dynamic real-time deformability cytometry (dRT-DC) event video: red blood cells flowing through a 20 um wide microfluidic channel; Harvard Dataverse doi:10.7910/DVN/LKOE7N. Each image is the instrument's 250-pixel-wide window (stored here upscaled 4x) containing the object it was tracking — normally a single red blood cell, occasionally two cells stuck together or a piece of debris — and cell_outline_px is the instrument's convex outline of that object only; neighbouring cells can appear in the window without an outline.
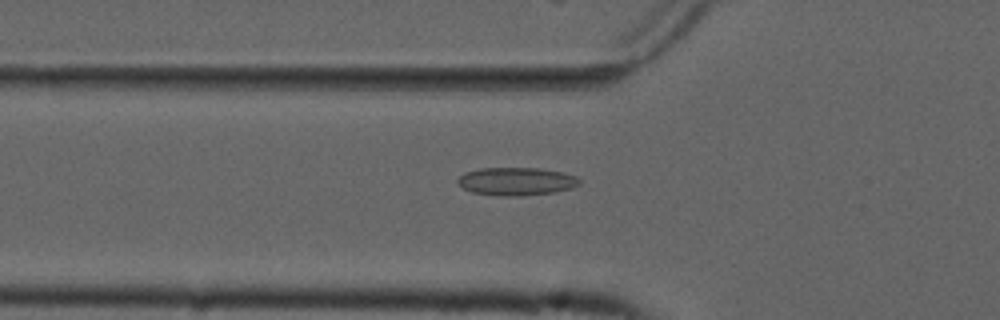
{"species": "common noctule bat (a hibernating species)", "species_latin": "Nyctalus noctula", "temperature_condition": "cold", "stored_images_in_passage": 55, "camera_frame_rate_fps": 3000, "um_per_image_px": 0.085, "animal": {"sex": "male", "forearm_length_mm": 52.5}, "frame": {"image": 1, "passage_image": 19, "time_ms": 6.0, "image_size_px": [1000, 320], "cell_outline_px": [[580, 184], [572, 188], [556, 192], [520, 196], [496, 196], [472, 192], [464, 188], [456, 180], [464, 172], [480, 168], [540, 168], [560, 172], [576, 176], [580, 180]], "centroid_in_image_um": [43.89, 15.42], "position_along_channel_um": 81.9, "area_um2": 19.94}}
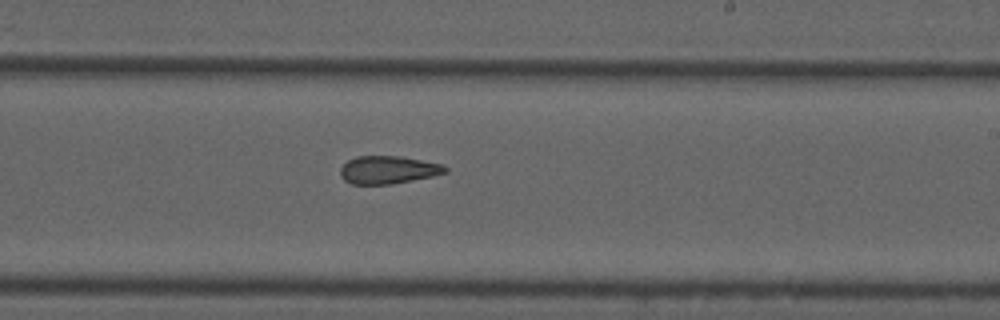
{"frame": {"image": 2, "passage_image": 33, "time_ms": 10.667, "image_size_px": [1000, 320], "cell_outline_px": [[448, 172], [432, 176], [392, 184], [352, 184], [344, 180], [340, 176], [340, 168], [348, 160], [356, 156], [400, 156], [440, 164], [448, 168]], "centroid_in_image_um": [32.96, 14.44], "position_along_channel_um": 256.0, "area_um2": 16.94}}
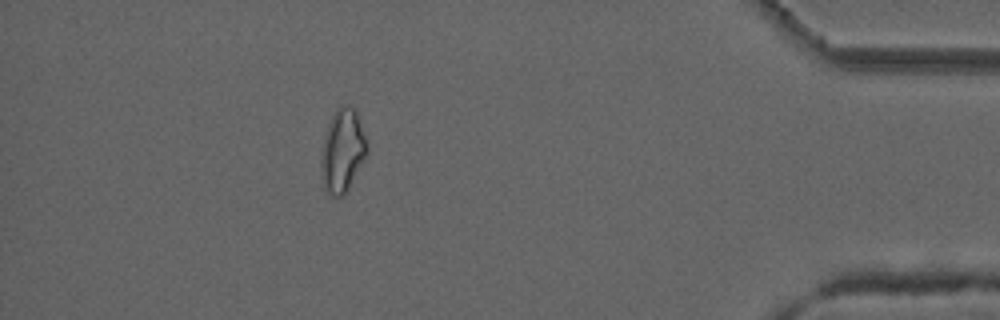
{"frame": {"image": 3, "passage_image": 49, "time_ms": 16.0, "image_size_px": [1000, 320], "cell_outline_px": [[368, 152], [364, 160], [344, 196], [332, 196], [324, 188], [320, 172], [320, 152], [324, 132], [336, 108], [340, 104], [352, 104], [356, 108], [368, 148]], "centroid_in_image_um": [29.09, 12.77], "position_along_channel_um": 406.1, "area_um2": 22.77}, "authors_computed_cell_mechanics": {"area_um2": 18.8428, "velocity_mm_per_s": 3.7272, "shape_relaxation_time_tau1_ms": null, "shape_relaxation_time_tau2_ms": 3.9323, "deformation_change_tau1": null, "deformation_change_tau2": 0.1238}}